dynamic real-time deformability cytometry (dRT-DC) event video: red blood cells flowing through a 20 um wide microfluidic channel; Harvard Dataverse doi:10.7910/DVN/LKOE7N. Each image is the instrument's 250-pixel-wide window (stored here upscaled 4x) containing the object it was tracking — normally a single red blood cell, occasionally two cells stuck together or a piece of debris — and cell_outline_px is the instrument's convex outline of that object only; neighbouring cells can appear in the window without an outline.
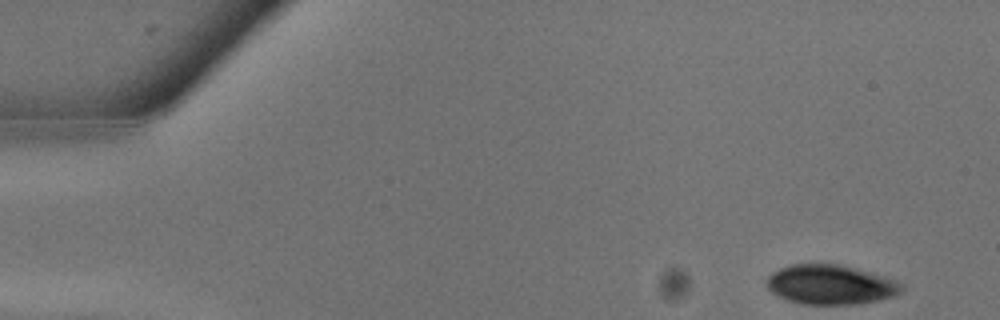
{"species": "common noctule bat (a hibernating species)", "species_latin": "Nyctalus noctula", "temperature_condition": "warm", "stored_images_in_passage": 9, "camera_frame_rate_fps": 3000, "um_per_image_px": 0.085, "animal": {"sex": "male", "body_mass_g": 13.3}, "frame": {"image": 1, "passage_image": 1, "time_ms": 0.0, "image_size_px": [1000, 320], "cell_outline_px": [[904, 288], [900, 292], [892, 296], [860, 304], [800, 304], [788, 300], [772, 292], [768, 288], [768, 276], [772, 272], [780, 268], [792, 264], [840, 264], [896, 280]], "centroid_in_image_um": [70.58, 24.19], "position_along_channel_um": 14.4, "area_um2": 30.69}}
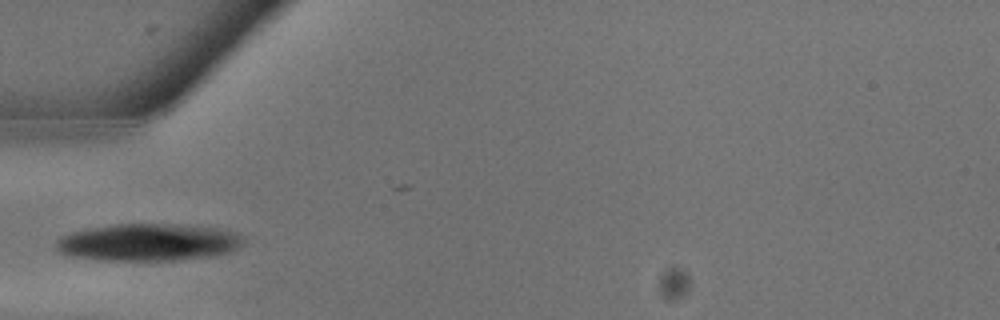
{"frame": {"image": 2, "passage_image": 8, "time_ms": 2.333, "image_size_px": [1000, 320], "cell_outline_px": [[244, 240], [236, 248], [228, 252], [216, 256], [176, 260], [100, 260], [72, 256], [60, 252], [56, 248], [56, 240], [72, 232], [92, 228], [116, 224], [168, 224], [216, 228], [236, 232], [244, 236]], "centroid_in_image_um": [12.63, 20.6], "position_along_channel_um": 72.4, "area_um2": 40.34}}